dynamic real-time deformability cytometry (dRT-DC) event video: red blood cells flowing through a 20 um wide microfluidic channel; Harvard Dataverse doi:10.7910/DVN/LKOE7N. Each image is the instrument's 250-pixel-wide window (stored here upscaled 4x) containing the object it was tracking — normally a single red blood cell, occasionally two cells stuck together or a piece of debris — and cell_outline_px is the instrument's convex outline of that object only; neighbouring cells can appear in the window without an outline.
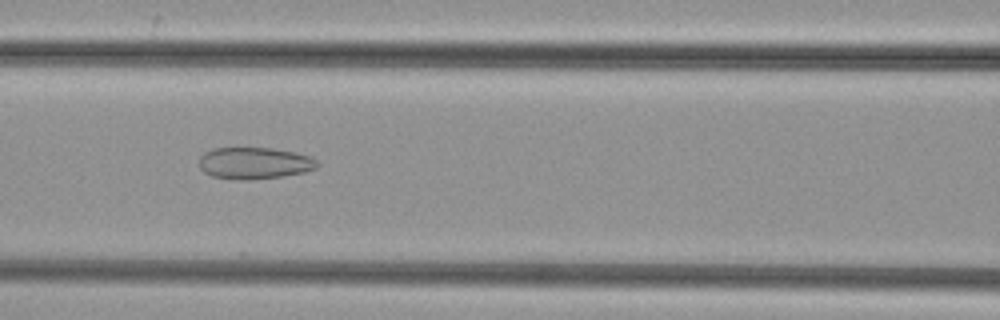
{"species": "common noctule bat (a hibernating species)", "species_latin": "Nyctalus noctula", "temperature_condition": "cold", "stored_images_in_passage": 46, "camera_frame_rate_fps": 3000, "um_per_image_px": 0.085, "animal": {"sex": "female", "body_mass_g": 29.2, "forearm_length_mm": 56.3}, "frame": {"image": 1, "passage_image": 19, "time_ms": 6.0, "image_size_px": [1000, 320], "cell_outline_px": [[320, 164], [316, 168], [304, 172], [280, 176], [248, 180], [240, 180], [212, 176], [204, 172], [200, 168], [200, 156], [204, 152], [212, 148], [272, 148], [296, 152], [312, 156]], "centroid_in_image_um": [21.64, 13.85], "position_along_channel_um": 145.0, "area_um2": 21.91}}
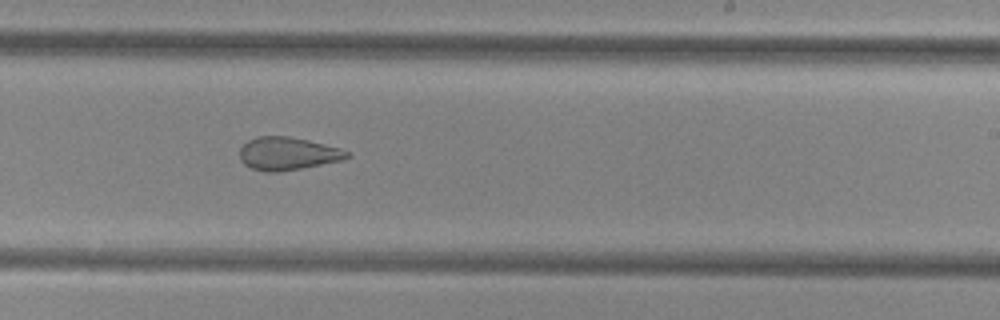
{"frame": {"image": 2, "passage_image": 28, "time_ms": 9.0, "image_size_px": [1000, 320], "cell_outline_px": [[352, 156], [344, 160], [280, 172], [264, 172], [252, 168], [244, 164], [240, 160], [240, 148], [248, 140], [256, 136], [292, 136], [340, 148], [348, 152]], "centroid_in_image_um": [24.45, 13.05], "position_along_channel_um": 264.5, "area_um2": 20.75}}
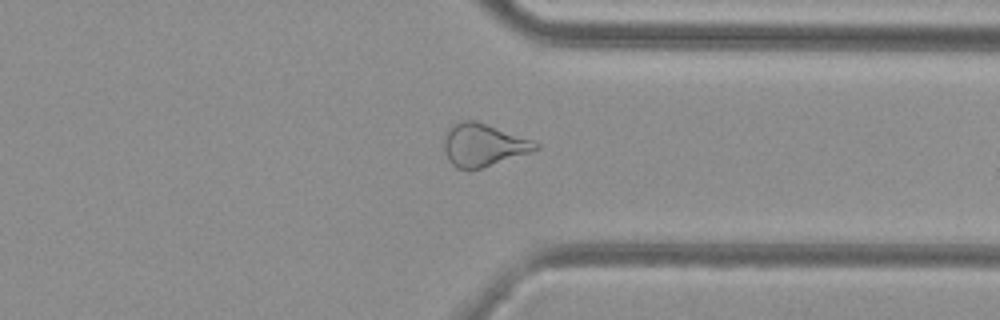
{"frame": {"image": 3, "passage_image": 36, "time_ms": 11.667, "image_size_px": [1000, 320], "cell_outline_px": [[540, 148], [532, 152], [468, 172], [456, 168], [448, 160], [444, 152], [444, 136], [448, 128], [452, 124], [460, 120], [472, 120], [532, 140], [540, 144]], "centroid_in_image_um": [41.03, 12.36], "position_along_channel_um": 370.4, "area_um2": 22.83}}